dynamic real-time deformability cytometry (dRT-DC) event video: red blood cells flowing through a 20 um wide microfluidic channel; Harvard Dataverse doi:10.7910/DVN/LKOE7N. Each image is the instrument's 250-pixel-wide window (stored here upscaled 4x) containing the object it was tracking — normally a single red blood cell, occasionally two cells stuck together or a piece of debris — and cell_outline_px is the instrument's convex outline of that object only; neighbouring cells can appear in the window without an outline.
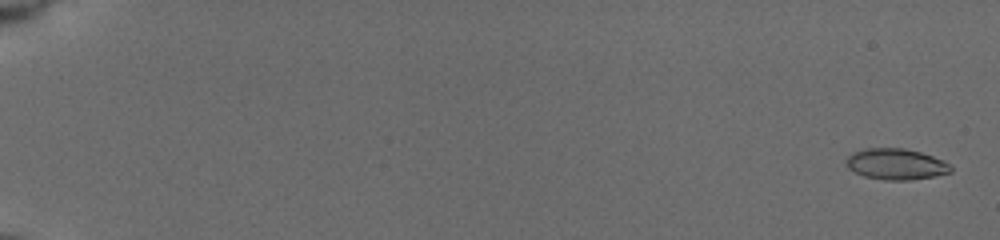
{"species": "common noctule bat (a hibernating species)", "species_latin": "Nyctalus noctula", "temperature_condition": "cold", "stored_images_in_passage": 58, "camera_frame_rate_fps": 3000, "um_per_image_px": 0.085, "animal": {"sex": "female", "body_mass_g": 19.5, "forearm_length_mm": 54.1}, "frame": {"image": 1, "passage_image": 2, "time_ms": 0.333, "image_size_px": [1000, 240], "cell_outline_px": [[952, 172], [936, 176], [908, 180], [884, 180], [864, 176], [848, 168], [844, 164], [844, 160], [852, 152], [864, 148], [904, 148], [920, 152], [944, 160], [952, 168]], "centroid_in_image_um": [76.13, 13.95], "position_along_channel_um": 8.9, "area_um2": 19.07}}
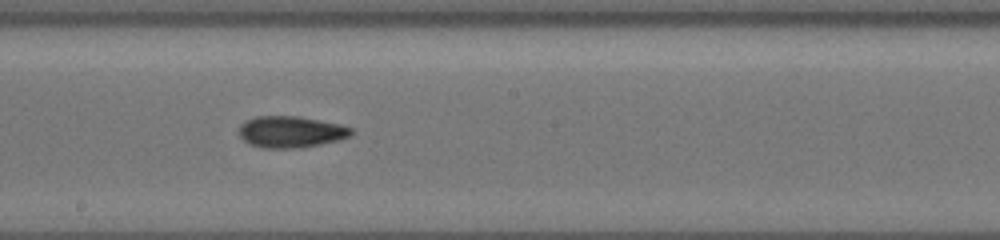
{"frame": {"image": 2, "passage_image": 35, "time_ms": 11.333, "image_size_px": [1000, 240], "cell_outline_px": [[352, 132], [348, 136], [336, 140], [320, 144], [296, 148], [264, 148], [248, 144], [236, 132], [240, 124], [244, 120], [256, 116], [296, 116], [340, 124], [352, 128]], "centroid_in_image_um": [24.63, 11.2], "position_along_channel_um": 223.6, "area_um2": 20.58}}
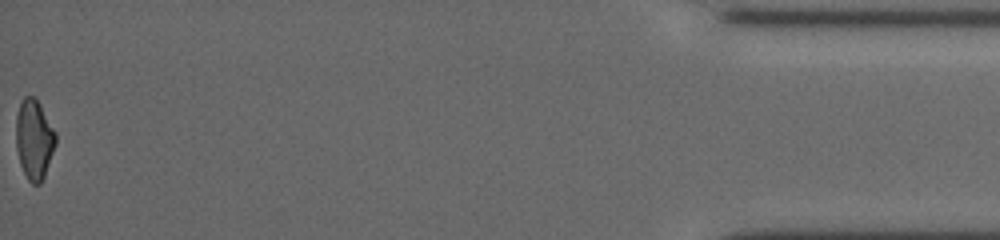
{"frame": {"image": 3, "passage_image": 58, "time_ms": 19.0, "image_size_px": [1000, 240], "cell_outline_px": [[56, 144], [44, 176], [40, 184], [32, 184], [28, 180], [20, 164], [16, 148], [16, 116], [20, 104], [24, 96], [36, 96], [56, 132]], "centroid_in_image_um": [2.9, 11.82], "position_along_channel_um": 432.3, "area_um2": 18.55}, "authors_computed_cell_mechanics": {"area_um2": 19.1896, "velocity_mm_per_s": 3.7716, "shape_relaxation_time_tau1_ms": 4.5461, "shape_relaxation_time_tau2_ms": 5.4589, "deformation_change_tau1": 0.1202, "deformation_change_tau2": 0.1365}}